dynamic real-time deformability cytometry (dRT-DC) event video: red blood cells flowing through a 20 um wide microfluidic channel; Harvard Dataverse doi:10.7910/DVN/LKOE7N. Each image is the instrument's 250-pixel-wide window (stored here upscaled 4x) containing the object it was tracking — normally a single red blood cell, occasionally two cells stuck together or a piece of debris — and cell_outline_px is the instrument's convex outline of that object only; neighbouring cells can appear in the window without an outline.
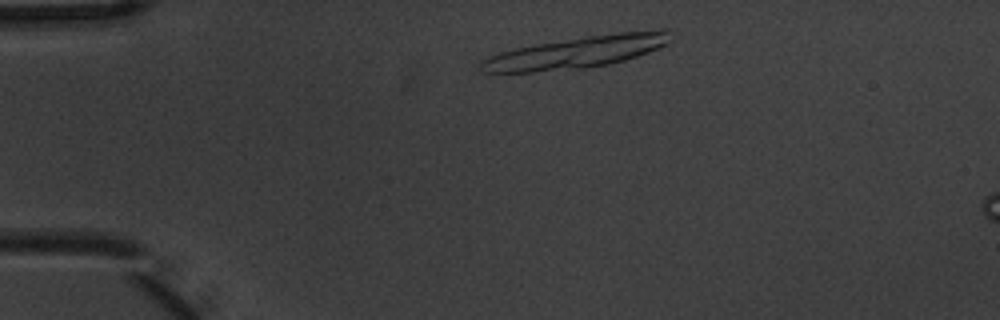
{"species": "common noctule bat (a hibernating species)", "species_latin": "Nyctalus noctula", "temperature_condition": "warm", "stored_images_in_passage": 4, "camera_frame_rate_fps": 3000, "um_per_image_px": 0.085, "animal": {"sex": "male", "body_mass_g": 20.1, "forearm_length_mm": 53.5}, "frame": {"image": 1, "passage_image": 2, "time_ms": 0.333, "image_size_px": [1000, 320], "cell_outline_px": [[668, 44], [648, 52], [624, 60], [608, 64], [584, 68], [532, 72], [480, 72], [480, 60], [488, 56], [500, 52], [516, 48], [536, 44], [588, 36], [620, 32], [660, 28], [668, 28]], "centroid_in_image_um": [49.01, 4.43], "position_along_channel_um": 36.0, "area_um2": 34.97}}